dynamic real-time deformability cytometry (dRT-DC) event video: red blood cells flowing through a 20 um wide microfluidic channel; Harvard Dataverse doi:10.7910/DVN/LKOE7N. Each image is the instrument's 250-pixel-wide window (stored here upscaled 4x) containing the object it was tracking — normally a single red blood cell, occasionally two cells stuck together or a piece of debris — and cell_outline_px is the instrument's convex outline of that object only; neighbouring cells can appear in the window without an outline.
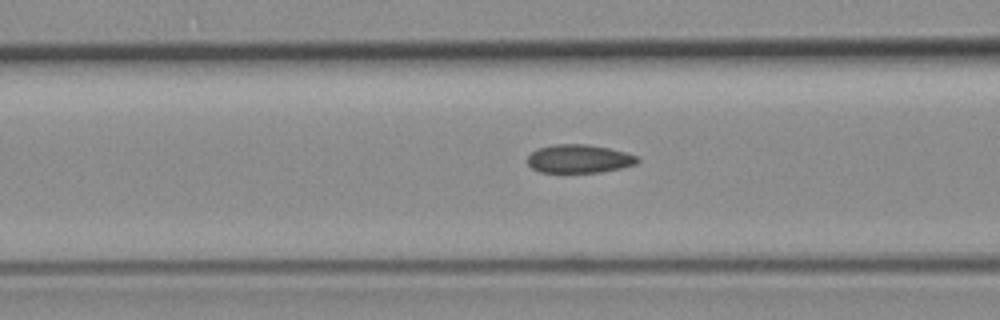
{"species": "common noctule bat (a hibernating species)", "species_latin": "Nyctalus noctula", "temperature_condition": "room temperature", "stored_images_in_passage": 42, "camera_frame_rate_fps": 3000, "um_per_image_px": 0.085, "animal": {"sex": "female", "body_mass_g": 19.3, "forearm_length_mm": 54.1}, "frame": {"image": 1, "passage_image": 20, "time_ms": 6.333, "image_size_px": [1000, 320], "cell_outline_px": [[640, 160], [636, 164], [620, 168], [600, 172], [540, 172], [532, 168], [524, 160], [532, 152], [540, 148], [552, 144], [588, 144], [608, 148], [624, 152], [636, 156]], "centroid_in_image_um": [49.18, 13.49], "position_along_channel_um": 117.4, "area_um2": 18.15}}
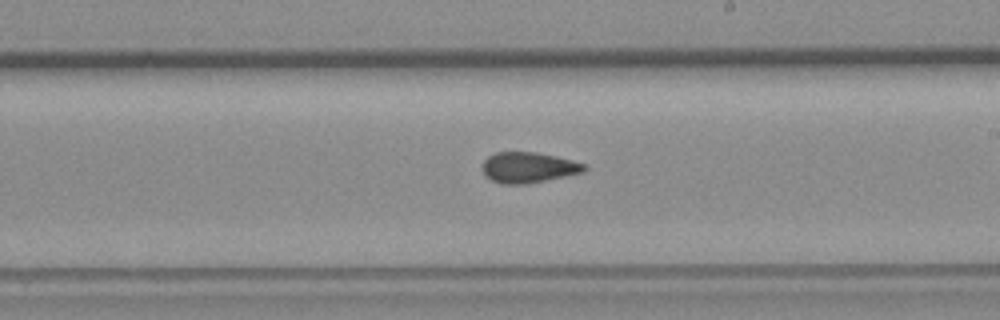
{"frame": {"image": 2, "passage_image": 30, "time_ms": 9.667, "image_size_px": [1000, 320], "cell_outline_px": [[588, 168], [584, 172], [524, 184], [500, 184], [484, 176], [480, 168], [484, 160], [488, 156], [496, 152], [536, 152], [556, 156], [584, 164]], "centroid_in_image_um": [44.85, 14.23], "position_along_channel_um": 244.2, "area_um2": 18.21}}
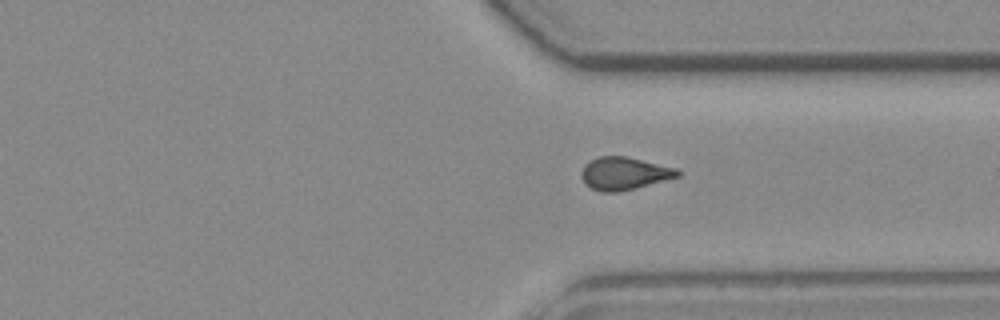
{"frame": {"image": 3, "passage_image": 39, "time_ms": 12.667, "image_size_px": [1000, 320], "cell_outline_px": [[680, 176], [636, 188], [616, 192], [604, 192], [592, 188], [584, 184], [584, 164], [600, 156], [624, 156], [676, 168], [680, 172]], "centroid_in_image_um": [53.09, 14.75], "position_along_channel_um": 358.3, "area_um2": 17.86}}